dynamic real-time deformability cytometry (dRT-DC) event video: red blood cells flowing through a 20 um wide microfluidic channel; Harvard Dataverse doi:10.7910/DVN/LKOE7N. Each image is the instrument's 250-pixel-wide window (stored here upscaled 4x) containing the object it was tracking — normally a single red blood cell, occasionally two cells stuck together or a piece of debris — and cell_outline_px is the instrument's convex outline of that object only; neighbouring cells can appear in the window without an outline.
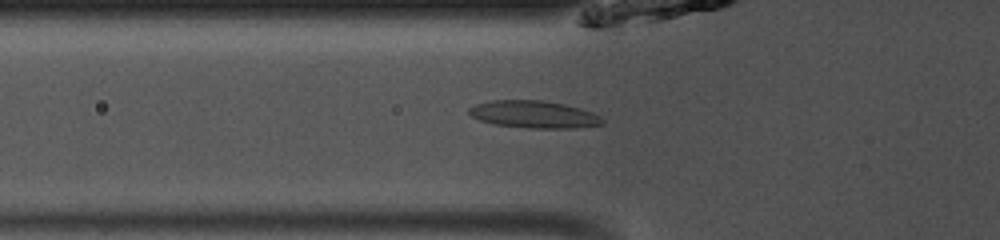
{"species": "common noctule bat (a hibernating species)", "species_latin": "Nyctalus noctula", "temperature_condition": "room temperature", "stored_images_in_passage": 42, "camera_frame_rate_fps": 3000, "um_per_image_px": 0.085, "animal": {"sex": "male", "body_mass_g": 13.0, "forearm_length_mm": 53.1}, "frame": {"image": 1, "passage_image": 10, "time_ms": 3.0, "image_size_px": [1000, 240], "cell_outline_px": [[604, 124], [576, 128], [532, 128], [496, 124], [480, 120], [472, 116], [468, 112], [468, 108], [476, 104], [492, 100], [540, 100], [564, 104], [580, 108], [592, 112], [600, 116], [604, 120]], "centroid_in_image_um": [45.41, 9.72], "position_along_channel_um": 80.4, "area_um2": 21.1}}
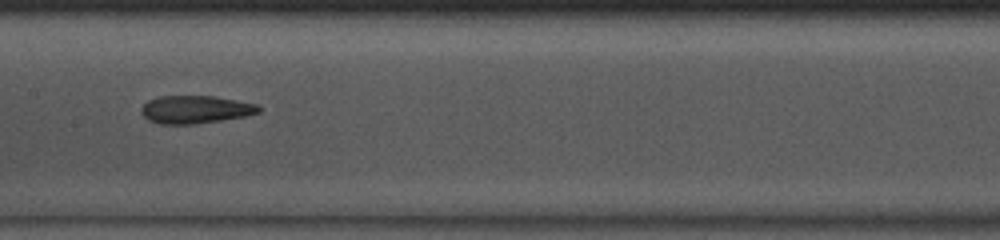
{"frame": {"image": 2, "passage_image": 18, "time_ms": 5.667, "image_size_px": [1000, 240], "cell_outline_px": [[260, 112], [244, 116], [220, 120], [192, 124], [160, 124], [148, 120], [140, 112], [140, 108], [148, 100], [160, 96], [212, 96], [260, 104]], "centroid_in_image_um": [16.59, 9.3], "position_along_channel_um": 190.8, "area_um2": 19.02}}
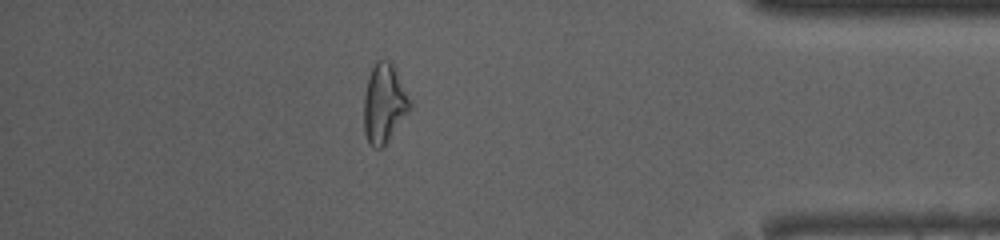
{"frame": {"image": 3, "passage_image": 36, "time_ms": 11.667, "image_size_px": [1000, 240], "cell_outline_px": [[412, 104], [408, 112], [388, 140], [380, 148], [372, 148], [368, 144], [364, 132], [364, 96], [368, 76], [376, 60], [388, 60], [392, 64], [408, 92]], "centroid_in_image_um": [32.64, 8.79], "position_along_channel_um": 402.6, "area_um2": 21.15}, "authors_computed_cell_mechanics": {"area_um2": 19.4786, "velocity_mm_per_s": 4.0828, "shape_relaxation_time_tau1_ms": null, "shape_relaxation_time_tau2_ms": 2.6398, "deformation_change_tau1": null, "deformation_change_tau2": 0.1174}}